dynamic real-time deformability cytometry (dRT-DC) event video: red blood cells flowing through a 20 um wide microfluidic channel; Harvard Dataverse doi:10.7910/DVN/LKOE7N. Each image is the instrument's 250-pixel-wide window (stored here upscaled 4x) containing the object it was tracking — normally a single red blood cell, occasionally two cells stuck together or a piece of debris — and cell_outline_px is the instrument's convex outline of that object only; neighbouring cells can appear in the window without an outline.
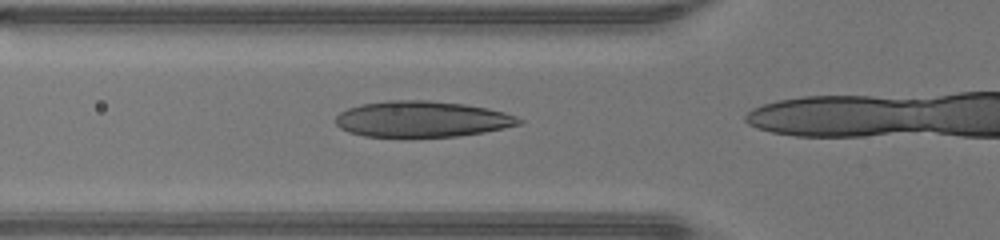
{"species": "human", "species_latin": "Homo sapiens", "temperature_condition": "warm", "stored_images_in_passage": 13, "camera_frame_rate_fps": 3000, "um_per_image_px": 0.085, "donor": {"sex": "male"}, "frame": {"image": 1, "passage_image": 10, "time_ms": 3.0, "image_size_px": [1000, 240], "cell_outline_px": [[524, 120], [520, 124], [504, 128], [484, 132], [456, 136], [364, 136], [348, 132], [340, 128], [336, 124], [336, 116], [340, 112], [348, 108], [360, 104], [388, 100], [428, 100], [464, 104], [488, 108], [504, 112], [516, 116]], "centroid_in_image_um": [35.86, 10.11], "position_along_channel_um": 89.9, "area_um2": 38.32}}
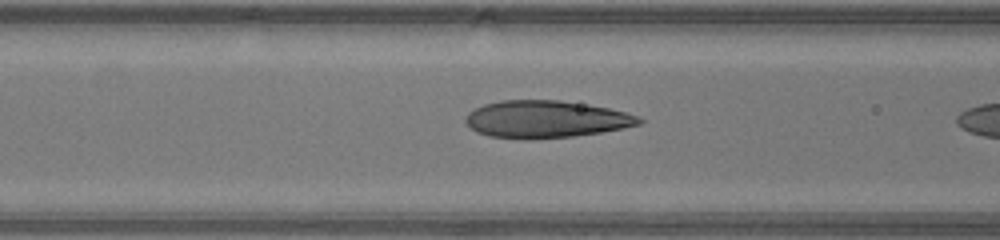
{"frame": {"image": 2, "passage_image": 12, "time_ms": 3.667, "image_size_px": [1000, 240], "cell_outline_px": [[644, 120], [640, 124], [624, 128], [600, 132], [572, 136], [524, 140], [488, 136], [476, 132], [464, 120], [468, 112], [484, 104], [500, 100], [560, 100], [588, 104], [608, 108], [640, 116]], "centroid_in_image_um": [46.39, 10.13], "position_along_channel_um": 120.2, "area_um2": 37.8}}